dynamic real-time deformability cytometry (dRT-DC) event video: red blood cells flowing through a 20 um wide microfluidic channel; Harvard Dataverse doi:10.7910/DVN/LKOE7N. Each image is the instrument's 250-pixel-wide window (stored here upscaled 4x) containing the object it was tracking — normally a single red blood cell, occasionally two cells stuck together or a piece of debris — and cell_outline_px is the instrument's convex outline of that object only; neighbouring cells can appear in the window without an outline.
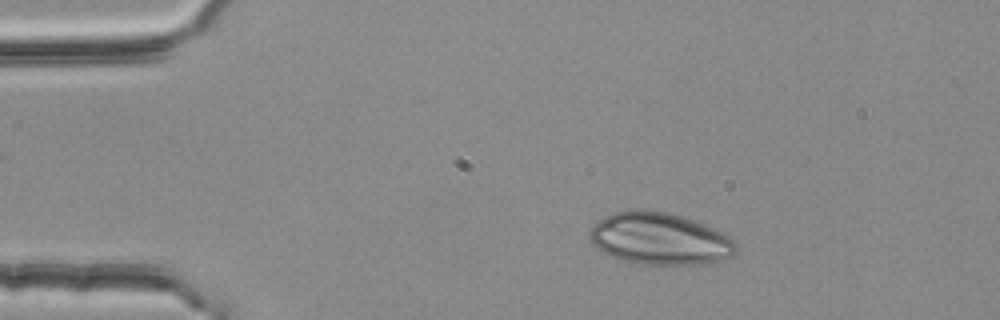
{"species": "common noctule bat (a hibernating species)", "species_latin": "Nyctalus noctula", "temperature_condition": "room temperature", "stored_images_in_passage": 49, "camera_frame_rate_fps": 3000, "um_per_image_px": 0.085, "animal": {"sex": "female", "body_mass_g": 25.1}, "frame": {"image": 1, "passage_image": 8, "time_ms": 2.333, "image_size_px": [1000, 320], "cell_outline_px": [[736, 252], [732, 256], [708, 264], [680, 268], [640, 264], [608, 256], [600, 252], [592, 244], [588, 236], [588, 232], [604, 216], [612, 212], [632, 208], [644, 208], [668, 212], [684, 216], [704, 224], [736, 240]], "centroid_in_image_um": [56.07, 20.32], "position_along_channel_um": 28.9, "area_um2": 45.95}}
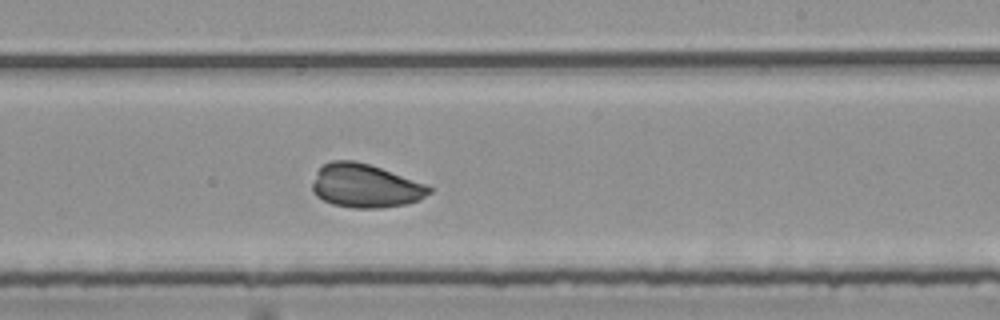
{"frame": {"image": 2, "passage_image": 31, "time_ms": 10.0, "image_size_px": [1000, 320], "cell_outline_px": [[432, 192], [420, 200], [404, 204], [380, 208], [352, 208], [332, 204], [316, 196], [312, 192], [312, 184], [316, 172], [324, 164], [332, 160], [352, 160], [368, 164], [380, 168], [424, 184], [432, 188]], "centroid_in_image_um": [31.02, 15.81], "position_along_channel_um": 258.0, "area_um2": 29.48}}
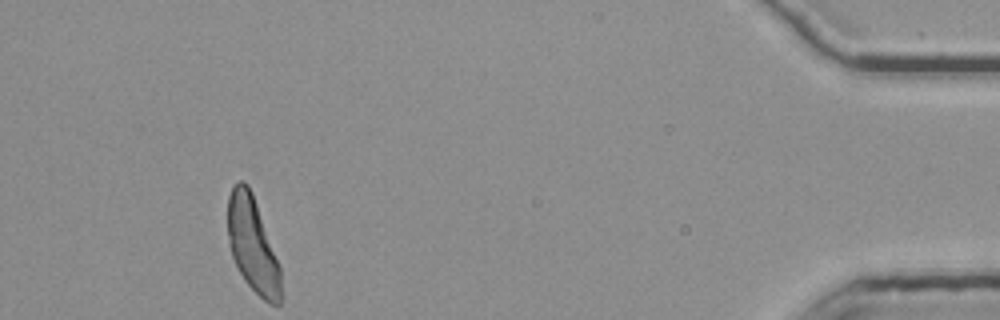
{"frame": {"image": 3, "passage_image": 49, "time_ms": 16.0, "image_size_px": [1000, 320], "cell_outline_px": [[284, 296], [280, 304], [268, 304], [244, 280], [232, 256], [228, 244], [228, 196], [232, 188], [240, 180], [244, 180], [248, 184], [252, 192], [280, 268]], "centroid_in_image_um": [21.49, 20.85], "position_along_channel_um": 413.7, "area_um2": 29.36}}